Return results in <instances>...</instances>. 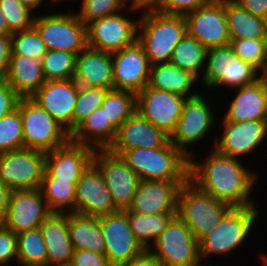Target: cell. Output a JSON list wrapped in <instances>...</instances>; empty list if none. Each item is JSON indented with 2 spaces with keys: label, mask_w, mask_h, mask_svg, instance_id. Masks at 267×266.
I'll return each instance as SVG.
<instances>
[{
  "label": "cell",
  "mask_w": 267,
  "mask_h": 266,
  "mask_svg": "<svg viewBox=\"0 0 267 266\" xmlns=\"http://www.w3.org/2000/svg\"><path fill=\"white\" fill-rule=\"evenodd\" d=\"M12 190L0 182V222L6 216Z\"/></svg>",
  "instance_id": "obj_52"
},
{
  "label": "cell",
  "mask_w": 267,
  "mask_h": 266,
  "mask_svg": "<svg viewBox=\"0 0 267 266\" xmlns=\"http://www.w3.org/2000/svg\"><path fill=\"white\" fill-rule=\"evenodd\" d=\"M112 61L113 89L137 95L148 85L151 65L138 41L112 53Z\"/></svg>",
  "instance_id": "obj_19"
},
{
  "label": "cell",
  "mask_w": 267,
  "mask_h": 266,
  "mask_svg": "<svg viewBox=\"0 0 267 266\" xmlns=\"http://www.w3.org/2000/svg\"><path fill=\"white\" fill-rule=\"evenodd\" d=\"M136 240L148 251L159 235L166 229L177 212H164L159 214H143L125 212Z\"/></svg>",
  "instance_id": "obj_33"
},
{
  "label": "cell",
  "mask_w": 267,
  "mask_h": 266,
  "mask_svg": "<svg viewBox=\"0 0 267 266\" xmlns=\"http://www.w3.org/2000/svg\"><path fill=\"white\" fill-rule=\"evenodd\" d=\"M187 98L148 85L136 95V111L156 128L171 136Z\"/></svg>",
  "instance_id": "obj_17"
},
{
  "label": "cell",
  "mask_w": 267,
  "mask_h": 266,
  "mask_svg": "<svg viewBox=\"0 0 267 266\" xmlns=\"http://www.w3.org/2000/svg\"><path fill=\"white\" fill-rule=\"evenodd\" d=\"M184 16L187 34L197 39L207 50L230 44L225 0H213Z\"/></svg>",
  "instance_id": "obj_16"
},
{
  "label": "cell",
  "mask_w": 267,
  "mask_h": 266,
  "mask_svg": "<svg viewBox=\"0 0 267 266\" xmlns=\"http://www.w3.org/2000/svg\"><path fill=\"white\" fill-rule=\"evenodd\" d=\"M93 164L101 172L115 207L120 211L128 209L141 181L139 176L121 156L112 154L109 150H96Z\"/></svg>",
  "instance_id": "obj_14"
},
{
  "label": "cell",
  "mask_w": 267,
  "mask_h": 266,
  "mask_svg": "<svg viewBox=\"0 0 267 266\" xmlns=\"http://www.w3.org/2000/svg\"><path fill=\"white\" fill-rule=\"evenodd\" d=\"M79 11L76 10L80 20L87 25L88 23L104 18L106 16L114 15L122 10H129L137 14L142 11L143 6L138 3H133L130 0H78ZM139 11V12H137Z\"/></svg>",
  "instance_id": "obj_37"
},
{
  "label": "cell",
  "mask_w": 267,
  "mask_h": 266,
  "mask_svg": "<svg viewBox=\"0 0 267 266\" xmlns=\"http://www.w3.org/2000/svg\"><path fill=\"white\" fill-rule=\"evenodd\" d=\"M13 259L17 263V235L0 222V266H9Z\"/></svg>",
  "instance_id": "obj_46"
},
{
  "label": "cell",
  "mask_w": 267,
  "mask_h": 266,
  "mask_svg": "<svg viewBox=\"0 0 267 266\" xmlns=\"http://www.w3.org/2000/svg\"><path fill=\"white\" fill-rule=\"evenodd\" d=\"M57 266H72L71 264L57 265Z\"/></svg>",
  "instance_id": "obj_61"
},
{
  "label": "cell",
  "mask_w": 267,
  "mask_h": 266,
  "mask_svg": "<svg viewBox=\"0 0 267 266\" xmlns=\"http://www.w3.org/2000/svg\"><path fill=\"white\" fill-rule=\"evenodd\" d=\"M261 72L252 64L243 61L230 45L210 48L206 51L202 86L214 90L221 88L238 89L260 79ZM214 88V89H213Z\"/></svg>",
  "instance_id": "obj_6"
},
{
  "label": "cell",
  "mask_w": 267,
  "mask_h": 266,
  "mask_svg": "<svg viewBox=\"0 0 267 266\" xmlns=\"http://www.w3.org/2000/svg\"><path fill=\"white\" fill-rule=\"evenodd\" d=\"M260 78L264 81L266 89H267V65L265 68L261 71Z\"/></svg>",
  "instance_id": "obj_55"
},
{
  "label": "cell",
  "mask_w": 267,
  "mask_h": 266,
  "mask_svg": "<svg viewBox=\"0 0 267 266\" xmlns=\"http://www.w3.org/2000/svg\"><path fill=\"white\" fill-rule=\"evenodd\" d=\"M261 256V257H260ZM259 257H260V259L259 260H261L262 261V264L264 265V266H267V253H262L261 252V254L259 255Z\"/></svg>",
  "instance_id": "obj_56"
},
{
  "label": "cell",
  "mask_w": 267,
  "mask_h": 266,
  "mask_svg": "<svg viewBox=\"0 0 267 266\" xmlns=\"http://www.w3.org/2000/svg\"><path fill=\"white\" fill-rule=\"evenodd\" d=\"M118 211L101 172L92 163L76 183L75 213L100 217Z\"/></svg>",
  "instance_id": "obj_21"
},
{
  "label": "cell",
  "mask_w": 267,
  "mask_h": 266,
  "mask_svg": "<svg viewBox=\"0 0 267 266\" xmlns=\"http://www.w3.org/2000/svg\"><path fill=\"white\" fill-rule=\"evenodd\" d=\"M38 14L34 28L47 45L48 50H62L76 56L87 47L86 25L76 11Z\"/></svg>",
  "instance_id": "obj_8"
},
{
  "label": "cell",
  "mask_w": 267,
  "mask_h": 266,
  "mask_svg": "<svg viewBox=\"0 0 267 266\" xmlns=\"http://www.w3.org/2000/svg\"><path fill=\"white\" fill-rule=\"evenodd\" d=\"M20 96L4 80H0V119L17 109Z\"/></svg>",
  "instance_id": "obj_47"
},
{
  "label": "cell",
  "mask_w": 267,
  "mask_h": 266,
  "mask_svg": "<svg viewBox=\"0 0 267 266\" xmlns=\"http://www.w3.org/2000/svg\"><path fill=\"white\" fill-rule=\"evenodd\" d=\"M12 32L9 30L5 16L3 15L0 8V36L1 35H11Z\"/></svg>",
  "instance_id": "obj_54"
},
{
  "label": "cell",
  "mask_w": 267,
  "mask_h": 266,
  "mask_svg": "<svg viewBox=\"0 0 267 266\" xmlns=\"http://www.w3.org/2000/svg\"><path fill=\"white\" fill-rule=\"evenodd\" d=\"M259 208H231L218 226L199 242L200 261L207 260L208 257L210 259L213 255L229 256L240 248L256 227L257 219L260 218Z\"/></svg>",
  "instance_id": "obj_4"
},
{
  "label": "cell",
  "mask_w": 267,
  "mask_h": 266,
  "mask_svg": "<svg viewBox=\"0 0 267 266\" xmlns=\"http://www.w3.org/2000/svg\"><path fill=\"white\" fill-rule=\"evenodd\" d=\"M199 80L190 72L169 63L151 65L148 86L162 91L178 94L185 98L197 95L194 88Z\"/></svg>",
  "instance_id": "obj_30"
},
{
  "label": "cell",
  "mask_w": 267,
  "mask_h": 266,
  "mask_svg": "<svg viewBox=\"0 0 267 266\" xmlns=\"http://www.w3.org/2000/svg\"><path fill=\"white\" fill-rule=\"evenodd\" d=\"M211 150L204 161H196L195 155L189 158V181L231 208L258 206L252 198L259 178L257 171L252 172L242 160L224 155L214 147Z\"/></svg>",
  "instance_id": "obj_1"
},
{
  "label": "cell",
  "mask_w": 267,
  "mask_h": 266,
  "mask_svg": "<svg viewBox=\"0 0 267 266\" xmlns=\"http://www.w3.org/2000/svg\"><path fill=\"white\" fill-rule=\"evenodd\" d=\"M206 51L197 39L186 34L176 45L170 63L190 72L200 83L205 69Z\"/></svg>",
  "instance_id": "obj_35"
},
{
  "label": "cell",
  "mask_w": 267,
  "mask_h": 266,
  "mask_svg": "<svg viewBox=\"0 0 267 266\" xmlns=\"http://www.w3.org/2000/svg\"><path fill=\"white\" fill-rule=\"evenodd\" d=\"M234 91L236 95L223 114L227 121L267 120V89L261 78Z\"/></svg>",
  "instance_id": "obj_26"
},
{
  "label": "cell",
  "mask_w": 267,
  "mask_h": 266,
  "mask_svg": "<svg viewBox=\"0 0 267 266\" xmlns=\"http://www.w3.org/2000/svg\"><path fill=\"white\" fill-rule=\"evenodd\" d=\"M21 98H30L45 82L41 60L11 55L4 78Z\"/></svg>",
  "instance_id": "obj_28"
},
{
  "label": "cell",
  "mask_w": 267,
  "mask_h": 266,
  "mask_svg": "<svg viewBox=\"0 0 267 266\" xmlns=\"http://www.w3.org/2000/svg\"><path fill=\"white\" fill-rule=\"evenodd\" d=\"M118 266H160V264L149 251H145L139 257Z\"/></svg>",
  "instance_id": "obj_51"
},
{
  "label": "cell",
  "mask_w": 267,
  "mask_h": 266,
  "mask_svg": "<svg viewBox=\"0 0 267 266\" xmlns=\"http://www.w3.org/2000/svg\"><path fill=\"white\" fill-rule=\"evenodd\" d=\"M230 39L267 38V20L246 11L235 0H225Z\"/></svg>",
  "instance_id": "obj_32"
},
{
  "label": "cell",
  "mask_w": 267,
  "mask_h": 266,
  "mask_svg": "<svg viewBox=\"0 0 267 266\" xmlns=\"http://www.w3.org/2000/svg\"><path fill=\"white\" fill-rule=\"evenodd\" d=\"M76 183L59 180L44 171L40 190L52 213L75 212Z\"/></svg>",
  "instance_id": "obj_34"
},
{
  "label": "cell",
  "mask_w": 267,
  "mask_h": 266,
  "mask_svg": "<svg viewBox=\"0 0 267 266\" xmlns=\"http://www.w3.org/2000/svg\"><path fill=\"white\" fill-rule=\"evenodd\" d=\"M24 148L50 152L70 141V134L31 98H20Z\"/></svg>",
  "instance_id": "obj_7"
},
{
  "label": "cell",
  "mask_w": 267,
  "mask_h": 266,
  "mask_svg": "<svg viewBox=\"0 0 267 266\" xmlns=\"http://www.w3.org/2000/svg\"><path fill=\"white\" fill-rule=\"evenodd\" d=\"M160 266H195L200 263L199 242L176 215L148 250Z\"/></svg>",
  "instance_id": "obj_10"
},
{
  "label": "cell",
  "mask_w": 267,
  "mask_h": 266,
  "mask_svg": "<svg viewBox=\"0 0 267 266\" xmlns=\"http://www.w3.org/2000/svg\"><path fill=\"white\" fill-rule=\"evenodd\" d=\"M51 213L40 189L14 190L1 223L17 235L39 228Z\"/></svg>",
  "instance_id": "obj_18"
},
{
  "label": "cell",
  "mask_w": 267,
  "mask_h": 266,
  "mask_svg": "<svg viewBox=\"0 0 267 266\" xmlns=\"http://www.w3.org/2000/svg\"><path fill=\"white\" fill-rule=\"evenodd\" d=\"M78 92L79 85L74 79L52 80L45 81L30 98L71 134Z\"/></svg>",
  "instance_id": "obj_20"
},
{
  "label": "cell",
  "mask_w": 267,
  "mask_h": 266,
  "mask_svg": "<svg viewBox=\"0 0 267 266\" xmlns=\"http://www.w3.org/2000/svg\"><path fill=\"white\" fill-rule=\"evenodd\" d=\"M22 5L27 6L28 8H30L33 12H36V9L38 10L39 8H42V6L45 4V2H47V0H18ZM50 4L51 3H55V0H49ZM43 4V5H42Z\"/></svg>",
  "instance_id": "obj_53"
},
{
  "label": "cell",
  "mask_w": 267,
  "mask_h": 266,
  "mask_svg": "<svg viewBox=\"0 0 267 266\" xmlns=\"http://www.w3.org/2000/svg\"><path fill=\"white\" fill-rule=\"evenodd\" d=\"M0 8L12 33L33 28L36 14L18 0H0Z\"/></svg>",
  "instance_id": "obj_44"
},
{
  "label": "cell",
  "mask_w": 267,
  "mask_h": 266,
  "mask_svg": "<svg viewBox=\"0 0 267 266\" xmlns=\"http://www.w3.org/2000/svg\"><path fill=\"white\" fill-rule=\"evenodd\" d=\"M47 251V266L70 264L74 253L68 231V213H51L39 227Z\"/></svg>",
  "instance_id": "obj_27"
},
{
  "label": "cell",
  "mask_w": 267,
  "mask_h": 266,
  "mask_svg": "<svg viewBox=\"0 0 267 266\" xmlns=\"http://www.w3.org/2000/svg\"><path fill=\"white\" fill-rule=\"evenodd\" d=\"M139 17L137 41L150 65L169 63L178 42L187 34L184 15L165 14L144 6Z\"/></svg>",
  "instance_id": "obj_2"
},
{
  "label": "cell",
  "mask_w": 267,
  "mask_h": 266,
  "mask_svg": "<svg viewBox=\"0 0 267 266\" xmlns=\"http://www.w3.org/2000/svg\"><path fill=\"white\" fill-rule=\"evenodd\" d=\"M112 53L87 46L76 56L74 80L79 86L113 89Z\"/></svg>",
  "instance_id": "obj_25"
},
{
  "label": "cell",
  "mask_w": 267,
  "mask_h": 266,
  "mask_svg": "<svg viewBox=\"0 0 267 266\" xmlns=\"http://www.w3.org/2000/svg\"><path fill=\"white\" fill-rule=\"evenodd\" d=\"M45 159L44 152L28 148L0 154V182L12 191L40 189Z\"/></svg>",
  "instance_id": "obj_11"
},
{
  "label": "cell",
  "mask_w": 267,
  "mask_h": 266,
  "mask_svg": "<svg viewBox=\"0 0 267 266\" xmlns=\"http://www.w3.org/2000/svg\"><path fill=\"white\" fill-rule=\"evenodd\" d=\"M170 142V136L156 128L135 111L118 129L114 143L108 149L120 156L125 150L134 148H160Z\"/></svg>",
  "instance_id": "obj_23"
},
{
  "label": "cell",
  "mask_w": 267,
  "mask_h": 266,
  "mask_svg": "<svg viewBox=\"0 0 267 266\" xmlns=\"http://www.w3.org/2000/svg\"><path fill=\"white\" fill-rule=\"evenodd\" d=\"M202 264H203V265H202ZM206 264H207V263H203V262L201 263V262H200V263H198V264L195 265V266H208V265H209V264H207V265H206ZM209 266H213V265L210 263Z\"/></svg>",
  "instance_id": "obj_59"
},
{
  "label": "cell",
  "mask_w": 267,
  "mask_h": 266,
  "mask_svg": "<svg viewBox=\"0 0 267 266\" xmlns=\"http://www.w3.org/2000/svg\"><path fill=\"white\" fill-rule=\"evenodd\" d=\"M11 35L0 36V80H4L9 67L11 56Z\"/></svg>",
  "instance_id": "obj_49"
},
{
  "label": "cell",
  "mask_w": 267,
  "mask_h": 266,
  "mask_svg": "<svg viewBox=\"0 0 267 266\" xmlns=\"http://www.w3.org/2000/svg\"><path fill=\"white\" fill-rule=\"evenodd\" d=\"M109 89L79 86L73 111V131L96 109L101 107Z\"/></svg>",
  "instance_id": "obj_43"
},
{
  "label": "cell",
  "mask_w": 267,
  "mask_h": 266,
  "mask_svg": "<svg viewBox=\"0 0 267 266\" xmlns=\"http://www.w3.org/2000/svg\"><path fill=\"white\" fill-rule=\"evenodd\" d=\"M208 102L210 101H207L205 94L202 95L201 92L187 98L176 129L170 136V142L188 158L197 155L190 146H194L195 143L196 145L200 144V141L209 135L210 130L215 128L213 126H216L218 119L216 113L213 114L214 108Z\"/></svg>",
  "instance_id": "obj_9"
},
{
  "label": "cell",
  "mask_w": 267,
  "mask_h": 266,
  "mask_svg": "<svg viewBox=\"0 0 267 266\" xmlns=\"http://www.w3.org/2000/svg\"><path fill=\"white\" fill-rule=\"evenodd\" d=\"M249 13L267 20V0H235Z\"/></svg>",
  "instance_id": "obj_50"
},
{
  "label": "cell",
  "mask_w": 267,
  "mask_h": 266,
  "mask_svg": "<svg viewBox=\"0 0 267 266\" xmlns=\"http://www.w3.org/2000/svg\"><path fill=\"white\" fill-rule=\"evenodd\" d=\"M68 231L74 249L105 255L106 245L98 217L68 213Z\"/></svg>",
  "instance_id": "obj_31"
},
{
  "label": "cell",
  "mask_w": 267,
  "mask_h": 266,
  "mask_svg": "<svg viewBox=\"0 0 267 266\" xmlns=\"http://www.w3.org/2000/svg\"><path fill=\"white\" fill-rule=\"evenodd\" d=\"M211 1L213 0H156L150 7L165 14L185 15Z\"/></svg>",
  "instance_id": "obj_45"
},
{
  "label": "cell",
  "mask_w": 267,
  "mask_h": 266,
  "mask_svg": "<svg viewBox=\"0 0 267 266\" xmlns=\"http://www.w3.org/2000/svg\"><path fill=\"white\" fill-rule=\"evenodd\" d=\"M221 118L218 124L222 125V134L212 140L213 147L220 153L241 160V157L255 153L267 141V120L229 122Z\"/></svg>",
  "instance_id": "obj_13"
},
{
  "label": "cell",
  "mask_w": 267,
  "mask_h": 266,
  "mask_svg": "<svg viewBox=\"0 0 267 266\" xmlns=\"http://www.w3.org/2000/svg\"><path fill=\"white\" fill-rule=\"evenodd\" d=\"M24 148L22 117L18 109L0 119V154Z\"/></svg>",
  "instance_id": "obj_40"
},
{
  "label": "cell",
  "mask_w": 267,
  "mask_h": 266,
  "mask_svg": "<svg viewBox=\"0 0 267 266\" xmlns=\"http://www.w3.org/2000/svg\"><path fill=\"white\" fill-rule=\"evenodd\" d=\"M123 11L88 23L87 46L114 53L134 44L138 39L139 20L132 19L128 12L124 15Z\"/></svg>",
  "instance_id": "obj_12"
},
{
  "label": "cell",
  "mask_w": 267,
  "mask_h": 266,
  "mask_svg": "<svg viewBox=\"0 0 267 266\" xmlns=\"http://www.w3.org/2000/svg\"><path fill=\"white\" fill-rule=\"evenodd\" d=\"M186 182L141 180L131 206L123 211L143 214L177 212L178 192Z\"/></svg>",
  "instance_id": "obj_22"
},
{
  "label": "cell",
  "mask_w": 267,
  "mask_h": 266,
  "mask_svg": "<svg viewBox=\"0 0 267 266\" xmlns=\"http://www.w3.org/2000/svg\"><path fill=\"white\" fill-rule=\"evenodd\" d=\"M70 264L72 266H110L105 255L76 249H74Z\"/></svg>",
  "instance_id": "obj_48"
},
{
  "label": "cell",
  "mask_w": 267,
  "mask_h": 266,
  "mask_svg": "<svg viewBox=\"0 0 267 266\" xmlns=\"http://www.w3.org/2000/svg\"><path fill=\"white\" fill-rule=\"evenodd\" d=\"M95 149L69 141L62 147L45 153V170L59 180L78 182L93 163Z\"/></svg>",
  "instance_id": "obj_24"
},
{
  "label": "cell",
  "mask_w": 267,
  "mask_h": 266,
  "mask_svg": "<svg viewBox=\"0 0 267 266\" xmlns=\"http://www.w3.org/2000/svg\"><path fill=\"white\" fill-rule=\"evenodd\" d=\"M231 207L199 190L189 180L178 192L177 215L185 222L198 242L212 232Z\"/></svg>",
  "instance_id": "obj_5"
},
{
  "label": "cell",
  "mask_w": 267,
  "mask_h": 266,
  "mask_svg": "<svg viewBox=\"0 0 267 266\" xmlns=\"http://www.w3.org/2000/svg\"><path fill=\"white\" fill-rule=\"evenodd\" d=\"M120 156L140 180H189V158L171 142L160 148L125 150Z\"/></svg>",
  "instance_id": "obj_3"
},
{
  "label": "cell",
  "mask_w": 267,
  "mask_h": 266,
  "mask_svg": "<svg viewBox=\"0 0 267 266\" xmlns=\"http://www.w3.org/2000/svg\"><path fill=\"white\" fill-rule=\"evenodd\" d=\"M11 55H22L41 60L48 51L47 45L33 27L11 34Z\"/></svg>",
  "instance_id": "obj_42"
},
{
  "label": "cell",
  "mask_w": 267,
  "mask_h": 266,
  "mask_svg": "<svg viewBox=\"0 0 267 266\" xmlns=\"http://www.w3.org/2000/svg\"><path fill=\"white\" fill-rule=\"evenodd\" d=\"M156 0H147V6H151Z\"/></svg>",
  "instance_id": "obj_60"
},
{
  "label": "cell",
  "mask_w": 267,
  "mask_h": 266,
  "mask_svg": "<svg viewBox=\"0 0 267 266\" xmlns=\"http://www.w3.org/2000/svg\"><path fill=\"white\" fill-rule=\"evenodd\" d=\"M98 219L106 245L105 256L110 266L128 263L146 251L136 240L124 211L119 210Z\"/></svg>",
  "instance_id": "obj_15"
},
{
  "label": "cell",
  "mask_w": 267,
  "mask_h": 266,
  "mask_svg": "<svg viewBox=\"0 0 267 266\" xmlns=\"http://www.w3.org/2000/svg\"><path fill=\"white\" fill-rule=\"evenodd\" d=\"M55 1H56V3H59V5H60V3L64 2V1H65V3H66V1L72 2V0H55ZM73 1H75V0H73ZM76 2H78V0H76Z\"/></svg>",
  "instance_id": "obj_58"
},
{
  "label": "cell",
  "mask_w": 267,
  "mask_h": 266,
  "mask_svg": "<svg viewBox=\"0 0 267 266\" xmlns=\"http://www.w3.org/2000/svg\"><path fill=\"white\" fill-rule=\"evenodd\" d=\"M18 266H47V251L40 228L17 234Z\"/></svg>",
  "instance_id": "obj_36"
},
{
  "label": "cell",
  "mask_w": 267,
  "mask_h": 266,
  "mask_svg": "<svg viewBox=\"0 0 267 266\" xmlns=\"http://www.w3.org/2000/svg\"><path fill=\"white\" fill-rule=\"evenodd\" d=\"M45 81L73 79L76 55L62 50H48L41 59Z\"/></svg>",
  "instance_id": "obj_39"
},
{
  "label": "cell",
  "mask_w": 267,
  "mask_h": 266,
  "mask_svg": "<svg viewBox=\"0 0 267 266\" xmlns=\"http://www.w3.org/2000/svg\"><path fill=\"white\" fill-rule=\"evenodd\" d=\"M229 45L239 58L252 64L260 72L267 65V38L231 39Z\"/></svg>",
  "instance_id": "obj_41"
},
{
  "label": "cell",
  "mask_w": 267,
  "mask_h": 266,
  "mask_svg": "<svg viewBox=\"0 0 267 266\" xmlns=\"http://www.w3.org/2000/svg\"><path fill=\"white\" fill-rule=\"evenodd\" d=\"M133 3H138L140 6H147V0H130Z\"/></svg>",
  "instance_id": "obj_57"
},
{
  "label": "cell",
  "mask_w": 267,
  "mask_h": 266,
  "mask_svg": "<svg viewBox=\"0 0 267 266\" xmlns=\"http://www.w3.org/2000/svg\"><path fill=\"white\" fill-rule=\"evenodd\" d=\"M116 136L117 129L107 119L104 109L99 107L70 134V141L95 150H108Z\"/></svg>",
  "instance_id": "obj_29"
},
{
  "label": "cell",
  "mask_w": 267,
  "mask_h": 266,
  "mask_svg": "<svg viewBox=\"0 0 267 266\" xmlns=\"http://www.w3.org/2000/svg\"><path fill=\"white\" fill-rule=\"evenodd\" d=\"M101 107L107 119L118 129L136 111V95L128 91L108 90Z\"/></svg>",
  "instance_id": "obj_38"
}]
</instances>
